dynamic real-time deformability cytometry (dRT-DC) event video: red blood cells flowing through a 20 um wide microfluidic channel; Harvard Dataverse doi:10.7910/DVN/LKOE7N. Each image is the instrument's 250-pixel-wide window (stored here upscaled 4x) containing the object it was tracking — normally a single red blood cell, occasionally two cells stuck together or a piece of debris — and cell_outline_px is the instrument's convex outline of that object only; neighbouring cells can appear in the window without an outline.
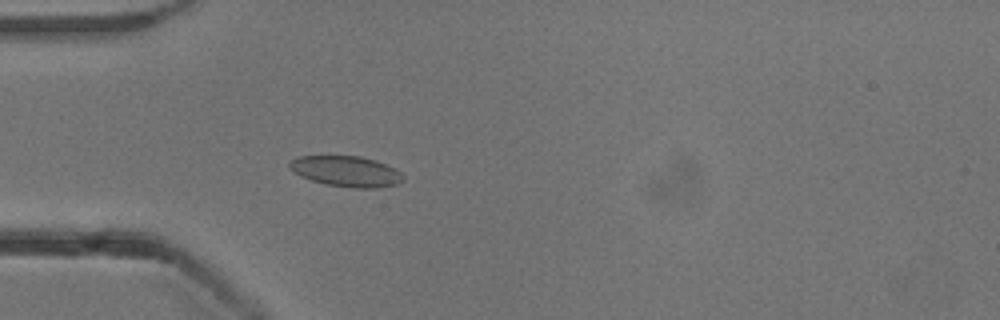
{"species": "common noctule bat (a hibernating species)", "species_latin": "Nyctalus noctula", "temperature_condition": "cold", "stored_images_in_passage": 44, "camera_frame_rate_fps": 3000, "um_per_image_px": 0.085, "animal": {"sex": "male", "body_mass_g": 13.3}, "frame": {"image": 1, "passage_image": 6, "time_ms": 1.667, "image_size_px": [1000, 320], "cell_outline_px": [[404, 180], [396, 184], [376, 188], [352, 188], [324, 184], [300, 176], [288, 168], [288, 160], [296, 156], [360, 156], [376, 160], [400, 172], [404, 176]], "centroid_in_image_um": [29.37, 14.56], "position_along_channel_um": 55.6, "area_um2": 20.4}}
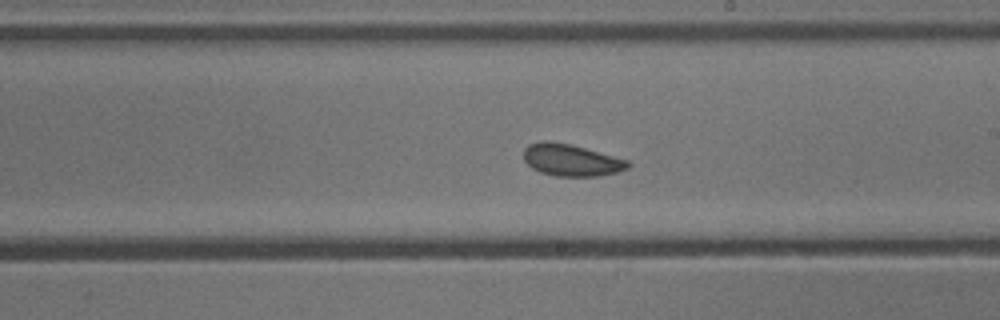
{"frame": {"image": 2, "passage_image": 21, "time_ms": 6.667, "image_size_px": [1000, 320], "cell_outline_px": [[632, 164], [628, 168], [616, 172], [600, 176], [556, 176], [540, 172], [532, 168], [524, 160], [524, 148], [528, 144], [544, 140], [548, 140], [572, 144], [628, 160]], "centroid_in_image_um": [48.54, 13.6], "position_along_channel_um": 240.5, "area_um2": 19.54}}
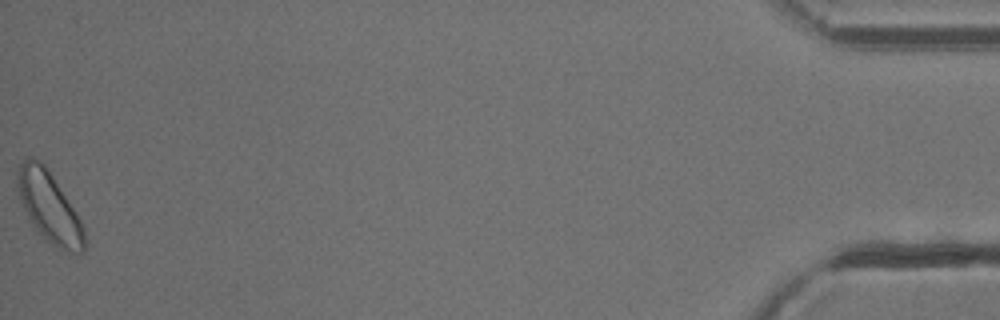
{"frame": {"image": 3, "passage_image": 44, "time_ms": 14.333, "image_size_px": [1000, 320], "cell_outline_px": [[84, 252], [72, 252], [56, 248], [36, 232], [32, 228], [20, 200], [16, 180], [16, 172], [20, 164], [28, 156], [40, 160], [44, 164], [76, 212], [84, 228]], "centroid_in_image_um": [4.14, 17.61], "position_along_channel_um": 431.1, "area_um2": 27.46}, "authors_computed_cell_mechanics": {"area_um2": 19.941, "velocity_mm_per_s": 3.8176, "shape_relaxation_time_tau1_ms": 1.808, "shape_relaxation_time_tau2_ms": 2.5497, "deformation_change_tau1": 0.0449, "deformation_change_tau2": 0.0584}}